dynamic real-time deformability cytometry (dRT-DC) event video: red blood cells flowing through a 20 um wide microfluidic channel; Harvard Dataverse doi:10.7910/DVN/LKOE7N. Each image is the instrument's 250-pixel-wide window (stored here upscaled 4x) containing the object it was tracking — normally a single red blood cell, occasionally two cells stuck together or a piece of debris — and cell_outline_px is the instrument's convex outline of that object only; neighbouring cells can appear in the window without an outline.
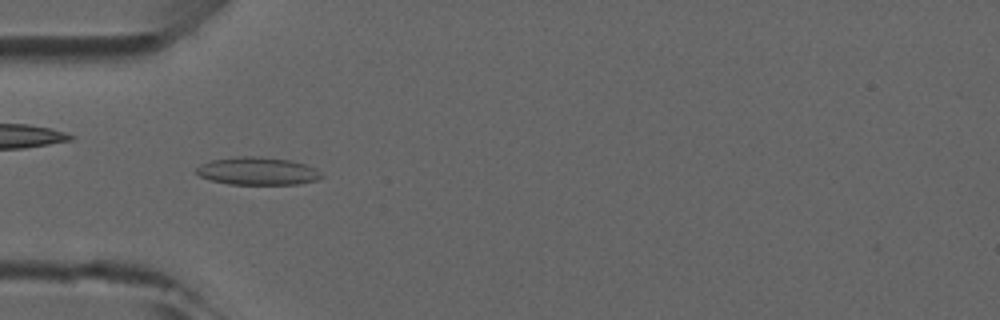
{"species": "common noctule bat (a hibernating species)", "species_latin": "Nyctalus noctula", "temperature_condition": "room temperature", "stored_images_in_passage": 6, "camera_frame_rate_fps": 3000, "um_per_image_px": 0.085, "animal": {"sex": "male", "forearm_length_mm": 52.5}, "frame": {"image": 1, "passage_image": 4, "time_ms": 3.333, "image_size_px": [1000, 320], "cell_outline_px": [[324, 176], [316, 180], [300, 184], [228, 184], [212, 180], [200, 176], [196, 172], [196, 168], [200, 164], [212, 160], [236, 156], [260, 156], [292, 160], [316, 168]], "centroid_in_image_um": [21.91, 14.53], "position_along_channel_um": 63.1, "area_um2": 20.35}}
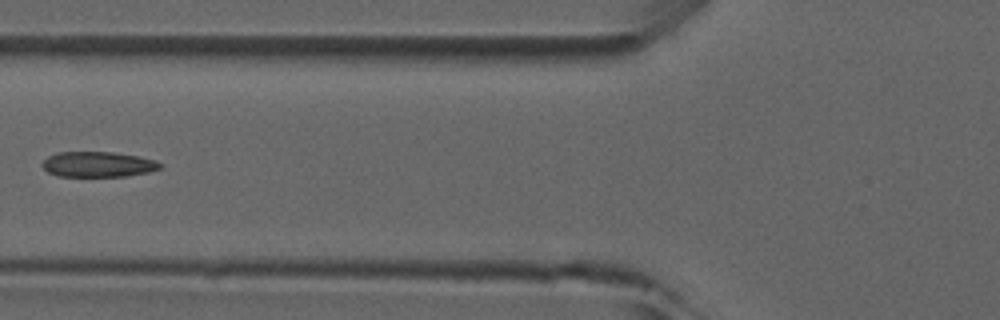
{"frame": {"image": 2, "passage_image": 5, "time_ms": 4.667, "image_size_px": [1000, 320], "cell_outline_px": [[164, 164], [160, 168], [148, 172], [124, 176], [60, 176], [48, 172], [40, 164], [48, 156], [56, 152], [112, 152], [136, 156], [156, 160]], "centroid_in_image_um": [8.32, 13.96], "position_along_channel_um": 117.5, "area_um2": 17.34}}
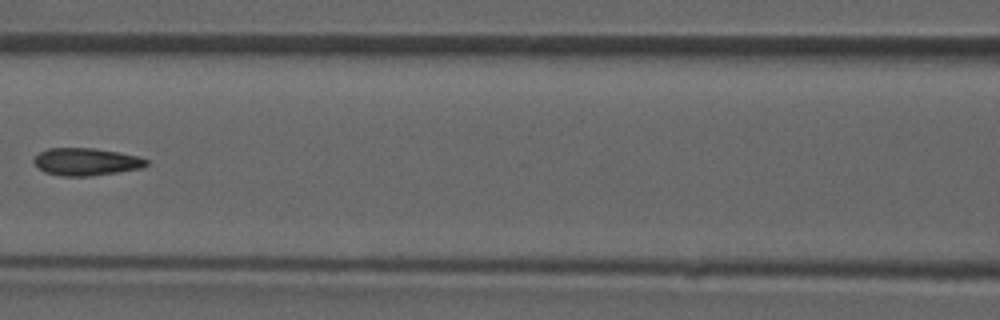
{"frame": {"image": 3, "passage_image": 6, "time_ms": 5.667, "image_size_px": [1000, 320], "cell_outline_px": [[148, 164], [144, 168], [92, 176], [60, 176], [44, 172], [32, 160], [40, 152], [48, 148], [92, 148], [120, 152], [140, 156], [148, 160]], "centroid_in_image_um": [7.37, 13.75], "position_along_channel_um": 159.2, "area_um2": 18.15}}